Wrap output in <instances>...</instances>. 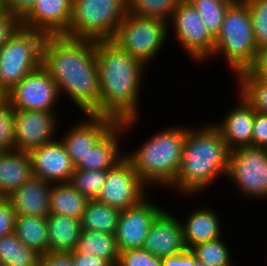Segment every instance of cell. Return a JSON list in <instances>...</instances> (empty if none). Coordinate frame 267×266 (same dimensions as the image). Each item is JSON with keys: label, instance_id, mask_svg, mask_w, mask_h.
Wrapping results in <instances>:
<instances>
[{"label": "cell", "instance_id": "obj_44", "mask_svg": "<svg viewBox=\"0 0 267 266\" xmlns=\"http://www.w3.org/2000/svg\"><path fill=\"white\" fill-rule=\"evenodd\" d=\"M162 266H195V255L186 250L173 256L162 258Z\"/></svg>", "mask_w": 267, "mask_h": 266}, {"label": "cell", "instance_id": "obj_42", "mask_svg": "<svg viewBox=\"0 0 267 266\" xmlns=\"http://www.w3.org/2000/svg\"><path fill=\"white\" fill-rule=\"evenodd\" d=\"M39 266H73L70 253L47 252L40 257Z\"/></svg>", "mask_w": 267, "mask_h": 266}, {"label": "cell", "instance_id": "obj_5", "mask_svg": "<svg viewBox=\"0 0 267 266\" xmlns=\"http://www.w3.org/2000/svg\"><path fill=\"white\" fill-rule=\"evenodd\" d=\"M222 53L227 65L239 75L250 69L259 53L248 4L234 0L226 9L220 32L215 37L213 55Z\"/></svg>", "mask_w": 267, "mask_h": 266}, {"label": "cell", "instance_id": "obj_16", "mask_svg": "<svg viewBox=\"0 0 267 266\" xmlns=\"http://www.w3.org/2000/svg\"><path fill=\"white\" fill-rule=\"evenodd\" d=\"M73 0H36L33 9L21 20L24 28L48 35H67Z\"/></svg>", "mask_w": 267, "mask_h": 266}, {"label": "cell", "instance_id": "obj_48", "mask_svg": "<svg viewBox=\"0 0 267 266\" xmlns=\"http://www.w3.org/2000/svg\"><path fill=\"white\" fill-rule=\"evenodd\" d=\"M3 6V0H0V7Z\"/></svg>", "mask_w": 267, "mask_h": 266}, {"label": "cell", "instance_id": "obj_24", "mask_svg": "<svg viewBox=\"0 0 267 266\" xmlns=\"http://www.w3.org/2000/svg\"><path fill=\"white\" fill-rule=\"evenodd\" d=\"M47 229L49 235L48 252H74L82 230L80 219L50 214L47 217Z\"/></svg>", "mask_w": 267, "mask_h": 266}, {"label": "cell", "instance_id": "obj_23", "mask_svg": "<svg viewBox=\"0 0 267 266\" xmlns=\"http://www.w3.org/2000/svg\"><path fill=\"white\" fill-rule=\"evenodd\" d=\"M212 208L197 207L185 222L181 221L183 240L187 250L195 245L222 237L219 217Z\"/></svg>", "mask_w": 267, "mask_h": 266}, {"label": "cell", "instance_id": "obj_2", "mask_svg": "<svg viewBox=\"0 0 267 266\" xmlns=\"http://www.w3.org/2000/svg\"><path fill=\"white\" fill-rule=\"evenodd\" d=\"M99 112L116 122L139 117V91L146 66L112 40L96 41Z\"/></svg>", "mask_w": 267, "mask_h": 266}, {"label": "cell", "instance_id": "obj_28", "mask_svg": "<svg viewBox=\"0 0 267 266\" xmlns=\"http://www.w3.org/2000/svg\"><path fill=\"white\" fill-rule=\"evenodd\" d=\"M74 251L95 255L112 266H117L120 254L115 235L88 230H81Z\"/></svg>", "mask_w": 267, "mask_h": 266}, {"label": "cell", "instance_id": "obj_13", "mask_svg": "<svg viewBox=\"0 0 267 266\" xmlns=\"http://www.w3.org/2000/svg\"><path fill=\"white\" fill-rule=\"evenodd\" d=\"M56 112L15 110L14 149L29 153L45 143L56 139L54 132L58 126Z\"/></svg>", "mask_w": 267, "mask_h": 266}, {"label": "cell", "instance_id": "obj_20", "mask_svg": "<svg viewBox=\"0 0 267 266\" xmlns=\"http://www.w3.org/2000/svg\"><path fill=\"white\" fill-rule=\"evenodd\" d=\"M51 185L49 181L32 176L5 199L13 207L16 215L47 218L50 215Z\"/></svg>", "mask_w": 267, "mask_h": 266}, {"label": "cell", "instance_id": "obj_25", "mask_svg": "<svg viewBox=\"0 0 267 266\" xmlns=\"http://www.w3.org/2000/svg\"><path fill=\"white\" fill-rule=\"evenodd\" d=\"M14 234L26 247L40 256L48 252L47 218L16 215Z\"/></svg>", "mask_w": 267, "mask_h": 266}, {"label": "cell", "instance_id": "obj_41", "mask_svg": "<svg viewBox=\"0 0 267 266\" xmlns=\"http://www.w3.org/2000/svg\"><path fill=\"white\" fill-rule=\"evenodd\" d=\"M36 0H3V6L20 21L33 9Z\"/></svg>", "mask_w": 267, "mask_h": 266}, {"label": "cell", "instance_id": "obj_14", "mask_svg": "<svg viewBox=\"0 0 267 266\" xmlns=\"http://www.w3.org/2000/svg\"><path fill=\"white\" fill-rule=\"evenodd\" d=\"M147 199L146 197L135 207L120 211L115 232L120 252L142 248L152 222L164 209Z\"/></svg>", "mask_w": 267, "mask_h": 266}, {"label": "cell", "instance_id": "obj_21", "mask_svg": "<svg viewBox=\"0 0 267 266\" xmlns=\"http://www.w3.org/2000/svg\"><path fill=\"white\" fill-rule=\"evenodd\" d=\"M238 96V105L226 113L221 123H214L230 151L252 146L255 110L240 93Z\"/></svg>", "mask_w": 267, "mask_h": 266}, {"label": "cell", "instance_id": "obj_31", "mask_svg": "<svg viewBox=\"0 0 267 266\" xmlns=\"http://www.w3.org/2000/svg\"><path fill=\"white\" fill-rule=\"evenodd\" d=\"M182 0H127V13L162 20L169 24Z\"/></svg>", "mask_w": 267, "mask_h": 266}, {"label": "cell", "instance_id": "obj_18", "mask_svg": "<svg viewBox=\"0 0 267 266\" xmlns=\"http://www.w3.org/2000/svg\"><path fill=\"white\" fill-rule=\"evenodd\" d=\"M180 221L163 209L152 222L142 248L159 258L186 251Z\"/></svg>", "mask_w": 267, "mask_h": 266}, {"label": "cell", "instance_id": "obj_6", "mask_svg": "<svg viewBox=\"0 0 267 266\" xmlns=\"http://www.w3.org/2000/svg\"><path fill=\"white\" fill-rule=\"evenodd\" d=\"M127 14V0H73L66 36L94 41L112 40Z\"/></svg>", "mask_w": 267, "mask_h": 266}, {"label": "cell", "instance_id": "obj_46", "mask_svg": "<svg viewBox=\"0 0 267 266\" xmlns=\"http://www.w3.org/2000/svg\"><path fill=\"white\" fill-rule=\"evenodd\" d=\"M8 102V91L0 83V106Z\"/></svg>", "mask_w": 267, "mask_h": 266}, {"label": "cell", "instance_id": "obj_47", "mask_svg": "<svg viewBox=\"0 0 267 266\" xmlns=\"http://www.w3.org/2000/svg\"><path fill=\"white\" fill-rule=\"evenodd\" d=\"M195 266H207L205 263L200 262L199 260L196 259L195 257Z\"/></svg>", "mask_w": 267, "mask_h": 266}, {"label": "cell", "instance_id": "obj_19", "mask_svg": "<svg viewBox=\"0 0 267 266\" xmlns=\"http://www.w3.org/2000/svg\"><path fill=\"white\" fill-rule=\"evenodd\" d=\"M137 118L117 122L90 150L85 158L75 167L80 170H108L125 157L121 153L120 137L126 129L136 124ZM120 135V136H119ZM122 135V136H121Z\"/></svg>", "mask_w": 267, "mask_h": 266}, {"label": "cell", "instance_id": "obj_36", "mask_svg": "<svg viewBox=\"0 0 267 266\" xmlns=\"http://www.w3.org/2000/svg\"><path fill=\"white\" fill-rule=\"evenodd\" d=\"M15 109L9 102L0 106V151L14 150Z\"/></svg>", "mask_w": 267, "mask_h": 266}, {"label": "cell", "instance_id": "obj_27", "mask_svg": "<svg viewBox=\"0 0 267 266\" xmlns=\"http://www.w3.org/2000/svg\"><path fill=\"white\" fill-rule=\"evenodd\" d=\"M120 210L98 200H89L80 218L82 230L115 235Z\"/></svg>", "mask_w": 267, "mask_h": 266}, {"label": "cell", "instance_id": "obj_39", "mask_svg": "<svg viewBox=\"0 0 267 266\" xmlns=\"http://www.w3.org/2000/svg\"><path fill=\"white\" fill-rule=\"evenodd\" d=\"M252 146L267 149V113L255 111Z\"/></svg>", "mask_w": 267, "mask_h": 266}, {"label": "cell", "instance_id": "obj_1", "mask_svg": "<svg viewBox=\"0 0 267 266\" xmlns=\"http://www.w3.org/2000/svg\"><path fill=\"white\" fill-rule=\"evenodd\" d=\"M42 66L56 82L59 94L67 93L84 115L99 112L96 41L48 35L42 48Z\"/></svg>", "mask_w": 267, "mask_h": 266}, {"label": "cell", "instance_id": "obj_7", "mask_svg": "<svg viewBox=\"0 0 267 266\" xmlns=\"http://www.w3.org/2000/svg\"><path fill=\"white\" fill-rule=\"evenodd\" d=\"M45 38L44 33L21 26L0 48V83L7 91L42 65Z\"/></svg>", "mask_w": 267, "mask_h": 266}, {"label": "cell", "instance_id": "obj_17", "mask_svg": "<svg viewBox=\"0 0 267 266\" xmlns=\"http://www.w3.org/2000/svg\"><path fill=\"white\" fill-rule=\"evenodd\" d=\"M33 176L50 183L69 182L75 170L61 140L45 143L29 153Z\"/></svg>", "mask_w": 267, "mask_h": 266}, {"label": "cell", "instance_id": "obj_26", "mask_svg": "<svg viewBox=\"0 0 267 266\" xmlns=\"http://www.w3.org/2000/svg\"><path fill=\"white\" fill-rule=\"evenodd\" d=\"M88 201L69 182L52 183L51 185L50 214L80 219Z\"/></svg>", "mask_w": 267, "mask_h": 266}, {"label": "cell", "instance_id": "obj_43", "mask_svg": "<svg viewBox=\"0 0 267 266\" xmlns=\"http://www.w3.org/2000/svg\"><path fill=\"white\" fill-rule=\"evenodd\" d=\"M73 266H112L108 261L89 253L71 252Z\"/></svg>", "mask_w": 267, "mask_h": 266}, {"label": "cell", "instance_id": "obj_30", "mask_svg": "<svg viewBox=\"0 0 267 266\" xmlns=\"http://www.w3.org/2000/svg\"><path fill=\"white\" fill-rule=\"evenodd\" d=\"M236 78L239 86L237 91L255 111L267 113V81L258 78L250 69L243 71Z\"/></svg>", "mask_w": 267, "mask_h": 266}, {"label": "cell", "instance_id": "obj_8", "mask_svg": "<svg viewBox=\"0 0 267 266\" xmlns=\"http://www.w3.org/2000/svg\"><path fill=\"white\" fill-rule=\"evenodd\" d=\"M168 28L162 20L127 13L112 41L146 66L165 44Z\"/></svg>", "mask_w": 267, "mask_h": 266}, {"label": "cell", "instance_id": "obj_38", "mask_svg": "<svg viewBox=\"0 0 267 266\" xmlns=\"http://www.w3.org/2000/svg\"><path fill=\"white\" fill-rule=\"evenodd\" d=\"M21 21L4 6L0 7V48L21 27Z\"/></svg>", "mask_w": 267, "mask_h": 266}, {"label": "cell", "instance_id": "obj_34", "mask_svg": "<svg viewBox=\"0 0 267 266\" xmlns=\"http://www.w3.org/2000/svg\"><path fill=\"white\" fill-rule=\"evenodd\" d=\"M107 170L75 169L69 183L88 200L97 199L105 185Z\"/></svg>", "mask_w": 267, "mask_h": 266}, {"label": "cell", "instance_id": "obj_3", "mask_svg": "<svg viewBox=\"0 0 267 266\" xmlns=\"http://www.w3.org/2000/svg\"><path fill=\"white\" fill-rule=\"evenodd\" d=\"M229 157L230 150L213 123L197 129L188 128L181 167L171 186L181 195L202 193L218 177H226Z\"/></svg>", "mask_w": 267, "mask_h": 266}, {"label": "cell", "instance_id": "obj_40", "mask_svg": "<svg viewBox=\"0 0 267 266\" xmlns=\"http://www.w3.org/2000/svg\"><path fill=\"white\" fill-rule=\"evenodd\" d=\"M16 213L5 198H0V237L14 232Z\"/></svg>", "mask_w": 267, "mask_h": 266}, {"label": "cell", "instance_id": "obj_15", "mask_svg": "<svg viewBox=\"0 0 267 266\" xmlns=\"http://www.w3.org/2000/svg\"><path fill=\"white\" fill-rule=\"evenodd\" d=\"M85 118L79 121L78 124L71 126V130L69 129L60 139L75 167L117 123L110 117L96 114H86Z\"/></svg>", "mask_w": 267, "mask_h": 266}, {"label": "cell", "instance_id": "obj_33", "mask_svg": "<svg viewBox=\"0 0 267 266\" xmlns=\"http://www.w3.org/2000/svg\"><path fill=\"white\" fill-rule=\"evenodd\" d=\"M196 259L207 266H232L231 252L222 238L202 242L190 249Z\"/></svg>", "mask_w": 267, "mask_h": 266}, {"label": "cell", "instance_id": "obj_32", "mask_svg": "<svg viewBox=\"0 0 267 266\" xmlns=\"http://www.w3.org/2000/svg\"><path fill=\"white\" fill-rule=\"evenodd\" d=\"M197 10L203 24L216 37L221 30L226 9L234 0H188Z\"/></svg>", "mask_w": 267, "mask_h": 266}, {"label": "cell", "instance_id": "obj_11", "mask_svg": "<svg viewBox=\"0 0 267 266\" xmlns=\"http://www.w3.org/2000/svg\"><path fill=\"white\" fill-rule=\"evenodd\" d=\"M148 188L125 156L114 167L107 170L103 189L96 200L120 211L138 205L147 195Z\"/></svg>", "mask_w": 267, "mask_h": 266}, {"label": "cell", "instance_id": "obj_29", "mask_svg": "<svg viewBox=\"0 0 267 266\" xmlns=\"http://www.w3.org/2000/svg\"><path fill=\"white\" fill-rule=\"evenodd\" d=\"M40 257L26 247L14 232L0 237V266H39Z\"/></svg>", "mask_w": 267, "mask_h": 266}, {"label": "cell", "instance_id": "obj_45", "mask_svg": "<svg viewBox=\"0 0 267 266\" xmlns=\"http://www.w3.org/2000/svg\"><path fill=\"white\" fill-rule=\"evenodd\" d=\"M250 70L261 79L267 81V48L260 50L257 54L256 62Z\"/></svg>", "mask_w": 267, "mask_h": 266}, {"label": "cell", "instance_id": "obj_4", "mask_svg": "<svg viewBox=\"0 0 267 266\" xmlns=\"http://www.w3.org/2000/svg\"><path fill=\"white\" fill-rule=\"evenodd\" d=\"M187 129L183 126H171L157 132L134 152H125V156L148 188L155 184L171 187L176 181Z\"/></svg>", "mask_w": 267, "mask_h": 266}, {"label": "cell", "instance_id": "obj_37", "mask_svg": "<svg viewBox=\"0 0 267 266\" xmlns=\"http://www.w3.org/2000/svg\"><path fill=\"white\" fill-rule=\"evenodd\" d=\"M117 266H162V258L143 248L128 249L120 252Z\"/></svg>", "mask_w": 267, "mask_h": 266}, {"label": "cell", "instance_id": "obj_35", "mask_svg": "<svg viewBox=\"0 0 267 266\" xmlns=\"http://www.w3.org/2000/svg\"><path fill=\"white\" fill-rule=\"evenodd\" d=\"M248 4L258 50L267 48V0H244Z\"/></svg>", "mask_w": 267, "mask_h": 266}, {"label": "cell", "instance_id": "obj_10", "mask_svg": "<svg viewBox=\"0 0 267 266\" xmlns=\"http://www.w3.org/2000/svg\"><path fill=\"white\" fill-rule=\"evenodd\" d=\"M177 41L195 61H206L213 53L215 37L206 29L201 16L188 0H182L169 21Z\"/></svg>", "mask_w": 267, "mask_h": 266}, {"label": "cell", "instance_id": "obj_22", "mask_svg": "<svg viewBox=\"0 0 267 266\" xmlns=\"http://www.w3.org/2000/svg\"><path fill=\"white\" fill-rule=\"evenodd\" d=\"M33 176L32 161L26 152L0 151V198L25 184Z\"/></svg>", "mask_w": 267, "mask_h": 266}, {"label": "cell", "instance_id": "obj_12", "mask_svg": "<svg viewBox=\"0 0 267 266\" xmlns=\"http://www.w3.org/2000/svg\"><path fill=\"white\" fill-rule=\"evenodd\" d=\"M59 96L56 82L41 65L8 91V102L15 110L55 112Z\"/></svg>", "mask_w": 267, "mask_h": 266}, {"label": "cell", "instance_id": "obj_9", "mask_svg": "<svg viewBox=\"0 0 267 266\" xmlns=\"http://www.w3.org/2000/svg\"><path fill=\"white\" fill-rule=\"evenodd\" d=\"M226 177L245 197L267 199V149L247 146L230 151Z\"/></svg>", "mask_w": 267, "mask_h": 266}]
</instances>
